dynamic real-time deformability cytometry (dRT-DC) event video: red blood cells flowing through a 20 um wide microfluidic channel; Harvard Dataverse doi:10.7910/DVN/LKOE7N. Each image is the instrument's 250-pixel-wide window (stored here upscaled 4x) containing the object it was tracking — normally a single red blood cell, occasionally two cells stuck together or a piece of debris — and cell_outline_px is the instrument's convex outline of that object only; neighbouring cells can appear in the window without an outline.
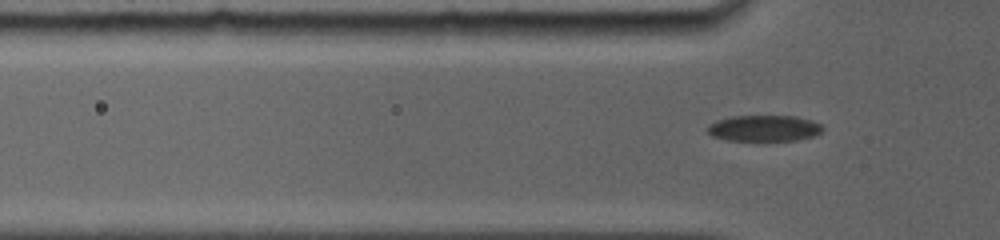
{"species": "common noctule bat (a hibernating species)", "species_latin": "Nyctalus noctula", "temperature_condition": "room temperature", "stored_images_in_passage": 31, "camera_frame_rate_fps": 5000, "um_per_image_px": 0.085, "animal": {"sex": "female", "body_mass_g": 19.0, "forearm_length_mm": 56.7}, "frame": {"image": 1, "passage_image": 6, "time_ms": 1.4, "image_size_px": [1000, 240], "cell_outline_px": [[824, 128], [820, 132], [812, 136], [796, 140], [728, 140], [712, 136], [708, 132], [708, 124], [716, 120], [732, 116], [796, 116], [812, 120], [820, 124]], "centroid_in_image_um": [64.93, 10.89], "position_along_channel_um": 60.9, "area_um2": 17.4}}
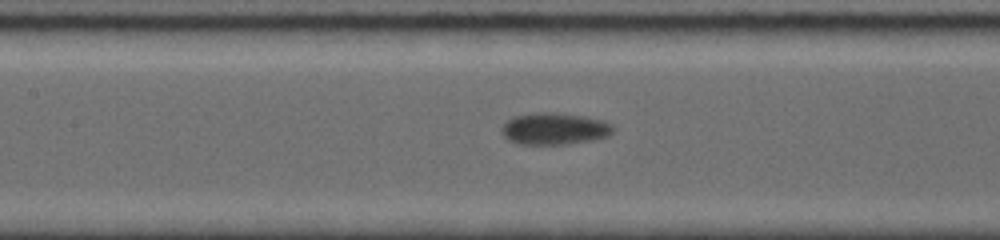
{"frame": {"image": 2, "passage_image": 14, "time_ms": 4.0, "image_size_px": [1000, 240], "cell_outline_px": [[616, 128], [608, 136], [592, 140], [564, 144], [520, 144], [508, 140], [500, 132], [500, 128], [512, 116], [536, 112], [560, 112], [584, 116], [604, 120], [612, 124]], "centroid_in_image_um": [47.13, 10.92], "position_along_channel_um": 160.3, "area_um2": 20.98}}
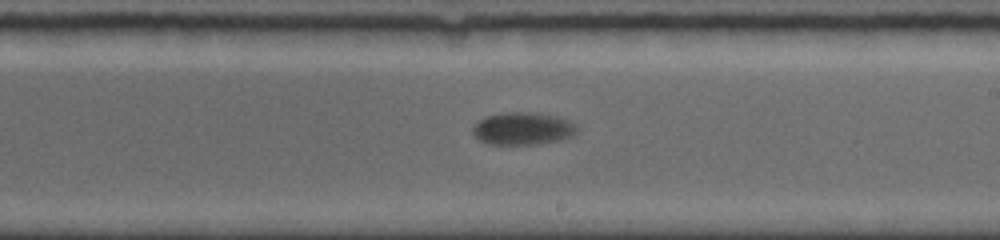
{"frame": {"image": 3, "passage_image": 20, "time_ms": 6.2, "image_size_px": [1000, 240], "cell_outline_px": [[580, 128], [572, 136], [560, 140], [536, 144], [488, 144], [480, 140], [472, 132], [472, 124], [484, 116], [504, 112], [532, 112], [556, 116], [568, 120], [576, 124]], "centroid_in_image_um": [44.43, 10.92], "position_along_channel_um": 244.6, "area_um2": 20.0}}